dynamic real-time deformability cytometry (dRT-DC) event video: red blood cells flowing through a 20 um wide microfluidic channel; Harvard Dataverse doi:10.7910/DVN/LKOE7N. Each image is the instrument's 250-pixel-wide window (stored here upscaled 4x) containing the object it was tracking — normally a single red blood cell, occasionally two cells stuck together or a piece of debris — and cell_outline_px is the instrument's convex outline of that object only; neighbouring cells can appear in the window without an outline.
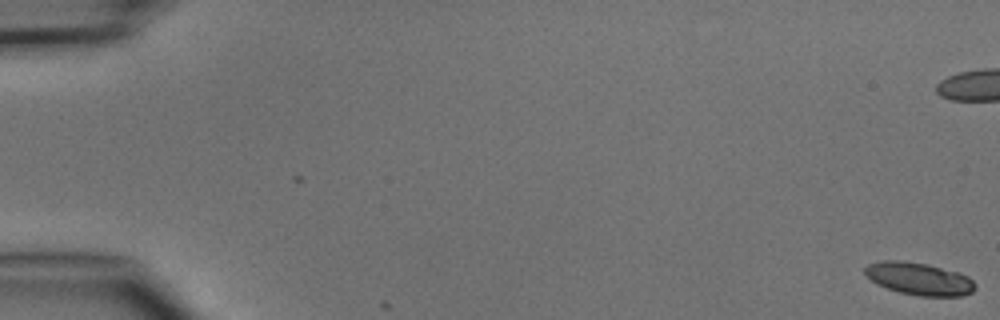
{"species": "common noctule bat (a hibernating species)", "species_latin": "Nyctalus noctula", "temperature_condition": "cold", "stored_images_in_passage": 9, "camera_frame_rate_fps": 3000, "um_per_image_px": 0.085, "animal": {"sex": "male", "body_mass_g": 15.6}, "frame": {"image": 1, "passage_image": 1, "time_ms": 0.0, "image_size_px": [1000, 320], "cell_outline_px": [[976, 288], [972, 292], [964, 296], [920, 296], [900, 292], [876, 284], [864, 272], [864, 268], [868, 264], [880, 260], [904, 260], [928, 264], [960, 272], [968, 276], [976, 284]], "centroid_in_image_um": [78.15, 23.68], "position_along_channel_um": 6.9, "area_um2": 21.1}}